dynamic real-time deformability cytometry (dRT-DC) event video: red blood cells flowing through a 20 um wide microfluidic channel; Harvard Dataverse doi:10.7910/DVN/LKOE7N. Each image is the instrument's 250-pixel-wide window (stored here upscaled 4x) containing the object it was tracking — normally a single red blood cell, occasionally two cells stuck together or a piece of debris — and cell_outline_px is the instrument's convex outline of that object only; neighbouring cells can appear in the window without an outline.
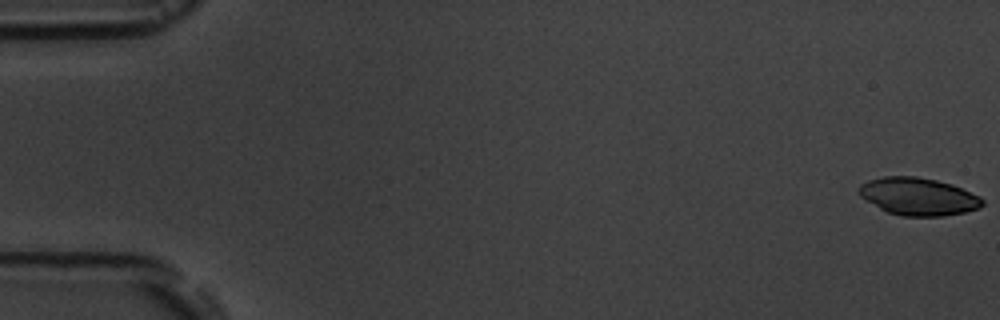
{"species": "common noctule bat (a hibernating species)", "species_latin": "Nyctalus noctula", "temperature_condition": "room temperature", "stored_images_in_passage": 5, "camera_frame_rate_fps": 3000, "um_per_image_px": 0.085, "animal": {"sex": "male", "body_mass_g": 19.5, "forearm_length_mm": 54.6}, "frame": {"image": 1, "passage_image": 1, "time_ms": 0.0, "image_size_px": [1000, 320], "cell_outline_px": [[984, 204], [980, 208], [964, 212], [944, 216], [900, 216], [888, 212], [880, 208], [860, 196], [856, 188], [860, 184], [868, 180], [884, 176], [916, 176], [936, 180], [952, 184], [980, 196], [984, 200]], "centroid_in_image_um": [78.05, 16.7], "position_along_channel_um": 6.9, "area_um2": 27.17}}
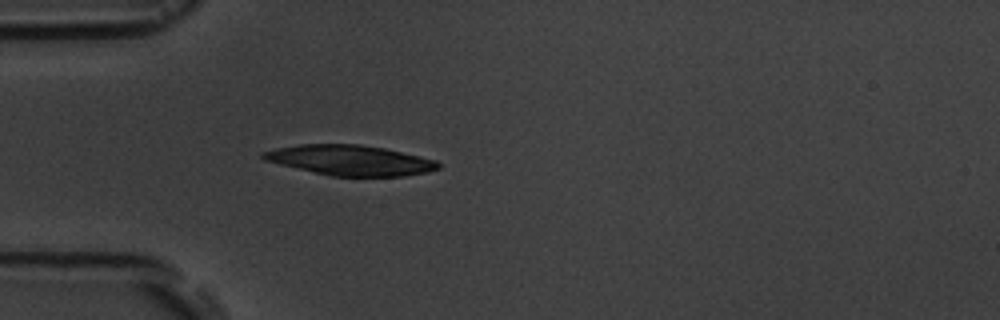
{"frame": {"image": 2, "passage_image": 5, "time_ms": 5.333, "image_size_px": [1000, 320], "cell_outline_px": [[440, 168], [428, 172], [404, 176], [332, 176], [280, 164], [264, 160], [260, 156], [260, 152], [276, 148], [300, 144], [360, 144], [384, 148], [436, 160], [440, 164]], "centroid_in_image_um": [29.76, 13.61], "position_along_channel_um": 55.2, "area_um2": 30.69}}